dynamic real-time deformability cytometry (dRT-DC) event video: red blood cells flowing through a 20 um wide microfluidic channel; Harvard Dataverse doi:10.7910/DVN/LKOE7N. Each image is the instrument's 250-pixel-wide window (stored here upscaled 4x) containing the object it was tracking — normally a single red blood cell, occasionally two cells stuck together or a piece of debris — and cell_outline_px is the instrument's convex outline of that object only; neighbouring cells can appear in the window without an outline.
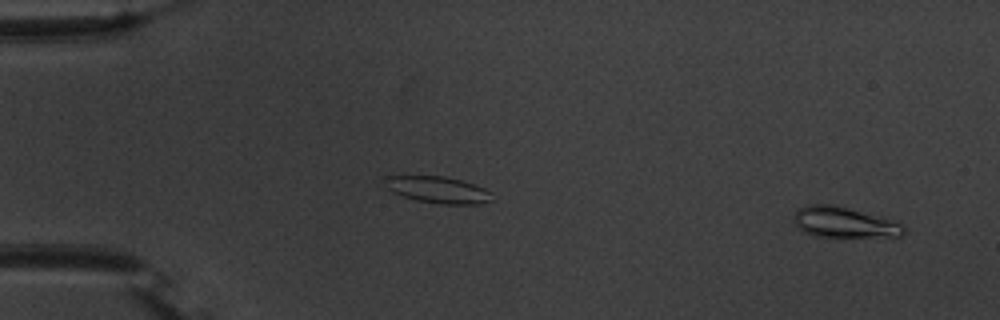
{"species": "common noctule bat (a hibernating species)", "species_latin": "Nyctalus noctula", "temperature_condition": "warm", "stored_images_in_passage": 54, "camera_frame_rate_fps": 3000, "um_per_image_px": 0.085, "animal": {"sex": "male", "body_mass_g": 20.1, "forearm_length_mm": 53.5}, "frame": {"image": 1, "passage_image": 3, "time_ms": 0.667, "image_size_px": [1000, 320], "cell_outline_px": [[908, 232], [900, 236], [812, 236], [804, 232], [792, 220], [796, 212], [804, 204], [832, 204], [848, 208], [904, 224]], "centroid_in_image_um": [71.73, 18.89], "position_along_channel_um": 13.3, "area_um2": 19.36}}
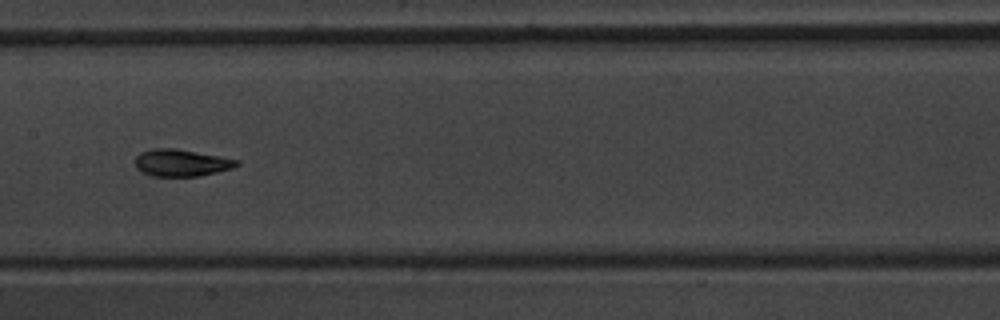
{"frame": {"image": 2, "passage_image": 28, "time_ms": 9.0, "image_size_px": [1000, 320], "cell_outline_px": [[240, 164], [232, 168], [200, 176], [152, 176], [140, 172], [136, 168], [136, 156], [140, 152], [152, 148], [176, 148], [220, 156], [240, 160]], "centroid_in_image_um": [15.4, 13.83], "position_along_channel_um": 192.0, "area_um2": 16.13}}
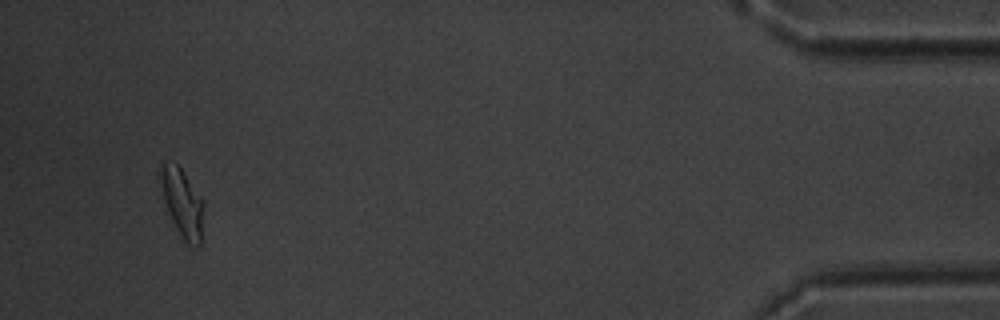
{"frame": {"image": 3, "passage_image": 52, "time_ms": 17.0, "image_size_px": [1000, 320], "cell_outline_px": [[204, 204], [200, 244], [196, 248], [188, 244], [184, 240], [176, 228], [168, 212], [156, 180], [156, 172], [164, 160], [176, 164], [180, 168], [204, 200]], "centroid_in_image_um": [15.43, 17.17], "position_along_channel_um": 419.8, "area_um2": 17.69}, "authors_computed_cell_mechanics": {"area_um2": 16.2707, "velocity_mm_per_s": 3.7125, "shape_relaxation_time_tau1_ms": 4.0035, "shape_relaxation_time_tau2_ms": 1.4087, "deformation_change_tau1": 0.141, "deformation_change_tau2": 0.0624}}